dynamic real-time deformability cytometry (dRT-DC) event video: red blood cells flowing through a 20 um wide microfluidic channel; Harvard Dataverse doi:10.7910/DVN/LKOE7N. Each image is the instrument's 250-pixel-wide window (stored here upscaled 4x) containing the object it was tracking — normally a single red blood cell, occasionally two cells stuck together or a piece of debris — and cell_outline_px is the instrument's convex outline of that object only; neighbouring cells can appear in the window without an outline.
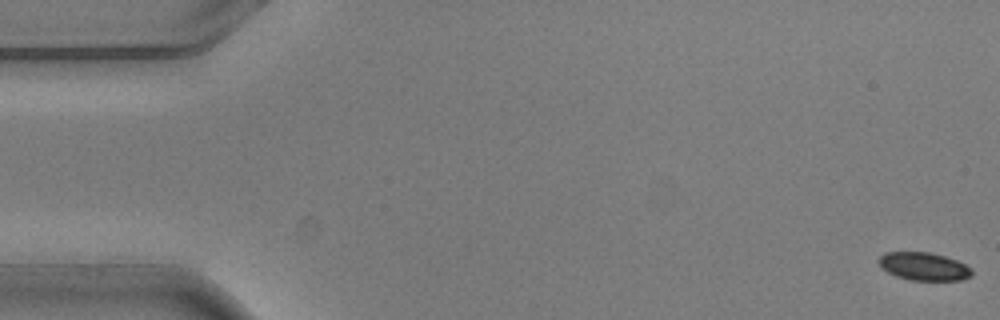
{"species": "common noctule bat (a hibernating species)", "species_latin": "Nyctalus noctula", "temperature_condition": "warm", "stored_images_in_passage": 5, "camera_frame_rate_fps": 3000, "um_per_image_px": 0.085, "animal": {"sex": "male", "body_mass_g": 20.5, "forearm_length_mm": 52.5}, "frame": {"image": 1, "passage_image": 1, "time_ms": 0.0, "image_size_px": [1000, 320], "cell_outline_px": [[972, 276], [960, 280], [908, 280], [896, 276], [880, 268], [880, 256], [884, 252], [932, 252], [956, 260], [972, 268]], "centroid_in_image_um": [78.53, 22.64], "position_along_channel_um": 6.5, "area_um2": 15.2}}
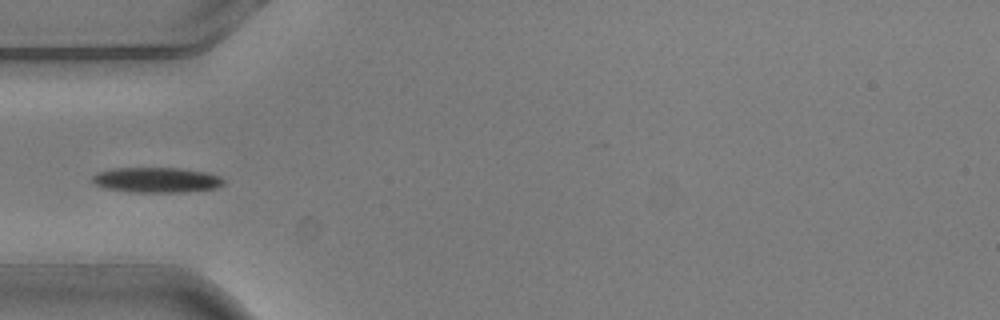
{"frame": {"image": 2, "passage_image": 5, "time_ms": 1.333, "image_size_px": [1000, 320], "cell_outline_px": [[224, 184], [216, 188], [180, 192], [132, 192], [104, 188], [96, 184], [92, 180], [92, 176], [96, 172], [112, 168], [184, 168], [208, 172], [220, 176], [224, 180]], "centroid_in_image_um": [13.31, 15.28], "position_along_channel_um": 71.7, "area_um2": 19.42}}